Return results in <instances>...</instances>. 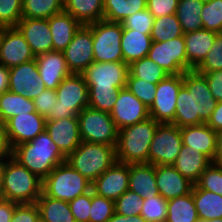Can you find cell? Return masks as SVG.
I'll return each mask as SVG.
<instances>
[{
	"label": "cell",
	"instance_id": "obj_60",
	"mask_svg": "<svg viewBox=\"0 0 222 222\" xmlns=\"http://www.w3.org/2000/svg\"><path fill=\"white\" fill-rule=\"evenodd\" d=\"M6 165V159H0V191L2 189L3 184V173Z\"/></svg>",
	"mask_w": 222,
	"mask_h": 222
},
{
	"label": "cell",
	"instance_id": "obj_46",
	"mask_svg": "<svg viewBox=\"0 0 222 222\" xmlns=\"http://www.w3.org/2000/svg\"><path fill=\"white\" fill-rule=\"evenodd\" d=\"M22 18V0H0V27H16Z\"/></svg>",
	"mask_w": 222,
	"mask_h": 222
},
{
	"label": "cell",
	"instance_id": "obj_61",
	"mask_svg": "<svg viewBox=\"0 0 222 222\" xmlns=\"http://www.w3.org/2000/svg\"><path fill=\"white\" fill-rule=\"evenodd\" d=\"M198 222H222V218H215L208 221L199 220Z\"/></svg>",
	"mask_w": 222,
	"mask_h": 222
},
{
	"label": "cell",
	"instance_id": "obj_23",
	"mask_svg": "<svg viewBox=\"0 0 222 222\" xmlns=\"http://www.w3.org/2000/svg\"><path fill=\"white\" fill-rule=\"evenodd\" d=\"M155 178L158 192L166 200L191 193L194 186L173 165L155 166Z\"/></svg>",
	"mask_w": 222,
	"mask_h": 222
},
{
	"label": "cell",
	"instance_id": "obj_31",
	"mask_svg": "<svg viewBox=\"0 0 222 222\" xmlns=\"http://www.w3.org/2000/svg\"><path fill=\"white\" fill-rule=\"evenodd\" d=\"M36 204L40 222H76L67 201L51 198L42 192Z\"/></svg>",
	"mask_w": 222,
	"mask_h": 222
},
{
	"label": "cell",
	"instance_id": "obj_19",
	"mask_svg": "<svg viewBox=\"0 0 222 222\" xmlns=\"http://www.w3.org/2000/svg\"><path fill=\"white\" fill-rule=\"evenodd\" d=\"M129 186V164L116 161L93 183L92 190L99 196L115 201Z\"/></svg>",
	"mask_w": 222,
	"mask_h": 222
},
{
	"label": "cell",
	"instance_id": "obj_48",
	"mask_svg": "<svg viewBox=\"0 0 222 222\" xmlns=\"http://www.w3.org/2000/svg\"><path fill=\"white\" fill-rule=\"evenodd\" d=\"M155 17L149 10L143 9L138 11L121 21L123 29H132L143 34H151Z\"/></svg>",
	"mask_w": 222,
	"mask_h": 222
},
{
	"label": "cell",
	"instance_id": "obj_54",
	"mask_svg": "<svg viewBox=\"0 0 222 222\" xmlns=\"http://www.w3.org/2000/svg\"><path fill=\"white\" fill-rule=\"evenodd\" d=\"M17 204L0 197V222H11Z\"/></svg>",
	"mask_w": 222,
	"mask_h": 222
},
{
	"label": "cell",
	"instance_id": "obj_33",
	"mask_svg": "<svg viewBox=\"0 0 222 222\" xmlns=\"http://www.w3.org/2000/svg\"><path fill=\"white\" fill-rule=\"evenodd\" d=\"M203 6L202 0H179L175 14L184 34L203 29L200 16Z\"/></svg>",
	"mask_w": 222,
	"mask_h": 222
},
{
	"label": "cell",
	"instance_id": "obj_35",
	"mask_svg": "<svg viewBox=\"0 0 222 222\" xmlns=\"http://www.w3.org/2000/svg\"><path fill=\"white\" fill-rule=\"evenodd\" d=\"M192 192L168 200L166 222H198Z\"/></svg>",
	"mask_w": 222,
	"mask_h": 222
},
{
	"label": "cell",
	"instance_id": "obj_55",
	"mask_svg": "<svg viewBox=\"0 0 222 222\" xmlns=\"http://www.w3.org/2000/svg\"><path fill=\"white\" fill-rule=\"evenodd\" d=\"M206 124L215 132L222 131V101L217 102L216 108L213 110Z\"/></svg>",
	"mask_w": 222,
	"mask_h": 222
},
{
	"label": "cell",
	"instance_id": "obj_11",
	"mask_svg": "<svg viewBox=\"0 0 222 222\" xmlns=\"http://www.w3.org/2000/svg\"><path fill=\"white\" fill-rule=\"evenodd\" d=\"M183 145L180 128L173 123H159L148 153V163L154 166L172 165Z\"/></svg>",
	"mask_w": 222,
	"mask_h": 222
},
{
	"label": "cell",
	"instance_id": "obj_14",
	"mask_svg": "<svg viewBox=\"0 0 222 222\" xmlns=\"http://www.w3.org/2000/svg\"><path fill=\"white\" fill-rule=\"evenodd\" d=\"M63 54L71 73L82 74L94 62L92 23L80 26Z\"/></svg>",
	"mask_w": 222,
	"mask_h": 222
},
{
	"label": "cell",
	"instance_id": "obj_10",
	"mask_svg": "<svg viewBox=\"0 0 222 222\" xmlns=\"http://www.w3.org/2000/svg\"><path fill=\"white\" fill-rule=\"evenodd\" d=\"M123 27L105 19L92 23L94 62L123 61L121 49Z\"/></svg>",
	"mask_w": 222,
	"mask_h": 222
},
{
	"label": "cell",
	"instance_id": "obj_21",
	"mask_svg": "<svg viewBox=\"0 0 222 222\" xmlns=\"http://www.w3.org/2000/svg\"><path fill=\"white\" fill-rule=\"evenodd\" d=\"M16 27L24 35L35 57L53 50L48 19L22 17Z\"/></svg>",
	"mask_w": 222,
	"mask_h": 222
},
{
	"label": "cell",
	"instance_id": "obj_28",
	"mask_svg": "<svg viewBox=\"0 0 222 222\" xmlns=\"http://www.w3.org/2000/svg\"><path fill=\"white\" fill-rule=\"evenodd\" d=\"M53 50L63 52L72 41L81 24L69 13L62 11L48 19Z\"/></svg>",
	"mask_w": 222,
	"mask_h": 222
},
{
	"label": "cell",
	"instance_id": "obj_37",
	"mask_svg": "<svg viewBox=\"0 0 222 222\" xmlns=\"http://www.w3.org/2000/svg\"><path fill=\"white\" fill-rule=\"evenodd\" d=\"M64 11L63 0H22V17L49 19Z\"/></svg>",
	"mask_w": 222,
	"mask_h": 222
},
{
	"label": "cell",
	"instance_id": "obj_4",
	"mask_svg": "<svg viewBox=\"0 0 222 222\" xmlns=\"http://www.w3.org/2000/svg\"><path fill=\"white\" fill-rule=\"evenodd\" d=\"M158 122L153 118L119 129L116 159L126 164L148 163V153Z\"/></svg>",
	"mask_w": 222,
	"mask_h": 222
},
{
	"label": "cell",
	"instance_id": "obj_47",
	"mask_svg": "<svg viewBox=\"0 0 222 222\" xmlns=\"http://www.w3.org/2000/svg\"><path fill=\"white\" fill-rule=\"evenodd\" d=\"M195 70L198 73L222 70V33L216 35L214 44L207 56Z\"/></svg>",
	"mask_w": 222,
	"mask_h": 222
},
{
	"label": "cell",
	"instance_id": "obj_24",
	"mask_svg": "<svg viewBox=\"0 0 222 222\" xmlns=\"http://www.w3.org/2000/svg\"><path fill=\"white\" fill-rule=\"evenodd\" d=\"M183 145L188 148L201 151L211 161L216 154V136L215 132L206 123L196 126H186L180 128Z\"/></svg>",
	"mask_w": 222,
	"mask_h": 222
},
{
	"label": "cell",
	"instance_id": "obj_50",
	"mask_svg": "<svg viewBox=\"0 0 222 222\" xmlns=\"http://www.w3.org/2000/svg\"><path fill=\"white\" fill-rule=\"evenodd\" d=\"M57 101L56 90L46 89L33 99L36 112L46 120L52 115V108Z\"/></svg>",
	"mask_w": 222,
	"mask_h": 222
},
{
	"label": "cell",
	"instance_id": "obj_38",
	"mask_svg": "<svg viewBox=\"0 0 222 222\" xmlns=\"http://www.w3.org/2000/svg\"><path fill=\"white\" fill-rule=\"evenodd\" d=\"M128 78H140L152 84L164 80L169 76L166 70L153 62L148 56L129 65Z\"/></svg>",
	"mask_w": 222,
	"mask_h": 222
},
{
	"label": "cell",
	"instance_id": "obj_42",
	"mask_svg": "<svg viewBox=\"0 0 222 222\" xmlns=\"http://www.w3.org/2000/svg\"><path fill=\"white\" fill-rule=\"evenodd\" d=\"M115 213V202L91 190L89 222H107Z\"/></svg>",
	"mask_w": 222,
	"mask_h": 222
},
{
	"label": "cell",
	"instance_id": "obj_59",
	"mask_svg": "<svg viewBox=\"0 0 222 222\" xmlns=\"http://www.w3.org/2000/svg\"><path fill=\"white\" fill-rule=\"evenodd\" d=\"M215 165L222 168V131L217 132L216 136V154L212 161Z\"/></svg>",
	"mask_w": 222,
	"mask_h": 222
},
{
	"label": "cell",
	"instance_id": "obj_3",
	"mask_svg": "<svg viewBox=\"0 0 222 222\" xmlns=\"http://www.w3.org/2000/svg\"><path fill=\"white\" fill-rule=\"evenodd\" d=\"M12 157L42 181L57 165L66 161L46 130L33 140L15 146Z\"/></svg>",
	"mask_w": 222,
	"mask_h": 222
},
{
	"label": "cell",
	"instance_id": "obj_17",
	"mask_svg": "<svg viewBox=\"0 0 222 222\" xmlns=\"http://www.w3.org/2000/svg\"><path fill=\"white\" fill-rule=\"evenodd\" d=\"M7 139L13 149L19 144L33 140L45 131L46 119L38 112L23 113L8 119L4 123Z\"/></svg>",
	"mask_w": 222,
	"mask_h": 222
},
{
	"label": "cell",
	"instance_id": "obj_18",
	"mask_svg": "<svg viewBox=\"0 0 222 222\" xmlns=\"http://www.w3.org/2000/svg\"><path fill=\"white\" fill-rule=\"evenodd\" d=\"M44 90L46 86L39 78L36 59L9 68V91L33 100Z\"/></svg>",
	"mask_w": 222,
	"mask_h": 222
},
{
	"label": "cell",
	"instance_id": "obj_51",
	"mask_svg": "<svg viewBox=\"0 0 222 222\" xmlns=\"http://www.w3.org/2000/svg\"><path fill=\"white\" fill-rule=\"evenodd\" d=\"M11 222H40V212L37 204H17Z\"/></svg>",
	"mask_w": 222,
	"mask_h": 222
},
{
	"label": "cell",
	"instance_id": "obj_13",
	"mask_svg": "<svg viewBox=\"0 0 222 222\" xmlns=\"http://www.w3.org/2000/svg\"><path fill=\"white\" fill-rule=\"evenodd\" d=\"M183 85V74L169 75L157 83L155 100L149 108L150 118L158 123H173L177 94Z\"/></svg>",
	"mask_w": 222,
	"mask_h": 222
},
{
	"label": "cell",
	"instance_id": "obj_20",
	"mask_svg": "<svg viewBox=\"0 0 222 222\" xmlns=\"http://www.w3.org/2000/svg\"><path fill=\"white\" fill-rule=\"evenodd\" d=\"M45 130L66 158L82 142L77 116L46 120Z\"/></svg>",
	"mask_w": 222,
	"mask_h": 222
},
{
	"label": "cell",
	"instance_id": "obj_27",
	"mask_svg": "<svg viewBox=\"0 0 222 222\" xmlns=\"http://www.w3.org/2000/svg\"><path fill=\"white\" fill-rule=\"evenodd\" d=\"M211 163L212 161L201 151H195L182 145L179 155L172 165L183 177L195 184Z\"/></svg>",
	"mask_w": 222,
	"mask_h": 222
},
{
	"label": "cell",
	"instance_id": "obj_43",
	"mask_svg": "<svg viewBox=\"0 0 222 222\" xmlns=\"http://www.w3.org/2000/svg\"><path fill=\"white\" fill-rule=\"evenodd\" d=\"M194 185L222 196V168L212 162Z\"/></svg>",
	"mask_w": 222,
	"mask_h": 222
},
{
	"label": "cell",
	"instance_id": "obj_32",
	"mask_svg": "<svg viewBox=\"0 0 222 222\" xmlns=\"http://www.w3.org/2000/svg\"><path fill=\"white\" fill-rule=\"evenodd\" d=\"M193 200L199 220L208 221L222 218V196L212 191L197 188L192 189Z\"/></svg>",
	"mask_w": 222,
	"mask_h": 222
},
{
	"label": "cell",
	"instance_id": "obj_15",
	"mask_svg": "<svg viewBox=\"0 0 222 222\" xmlns=\"http://www.w3.org/2000/svg\"><path fill=\"white\" fill-rule=\"evenodd\" d=\"M30 45L17 27H2L0 31V64L11 68L34 60Z\"/></svg>",
	"mask_w": 222,
	"mask_h": 222
},
{
	"label": "cell",
	"instance_id": "obj_2",
	"mask_svg": "<svg viewBox=\"0 0 222 222\" xmlns=\"http://www.w3.org/2000/svg\"><path fill=\"white\" fill-rule=\"evenodd\" d=\"M129 74V65L124 61L92 62L82 72L88 85V107L110 113Z\"/></svg>",
	"mask_w": 222,
	"mask_h": 222
},
{
	"label": "cell",
	"instance_id": "obj_58",
	"mask_svg": "<svg viewBox=\"0 0 222 222\" xmlns=\"http://www.w3.org/2000/svg\"><path fill=\"white\" fill-rule=\"evenodd\" d=\"M107 222H147L141 215L125 216L114 213Z\"/></svg>",
	"mask_w": 222,
	"mask_h": 222
},
{
	"label": "cell",
	"instance_id": "obj_57",
	"mask_svg": "<svg viewBox=\"0 0 222 222\" xmlns=\"http://www.w3.org/2000/svg\"><path fill=\"white\" fill-rule=\"evenodd\" d=\"M9 91V68L0 64V94Z\"/></svg>",
	"mask_w": 222,
	"mask_h": 222
},
{
	"label": "cell",
	"instance_id": "obj_44",
	"mask_svg": "<svg viewBox=\"0 0 222 222\" xmlns=\"http://www.w3.org/2000/svg\"><path fill=\"white\" fill-rule=\"evenodd\" d=\"M115 213L125 216L140 215L143 199L137 193L127 190L115 201Z\"/></svg>",
	"mask_w": 222,
	"mask_h": 222
},
{
	"label": "cell",
	"instance_id": "obj_52",
	"mask_svg": "<svg viewBox=\"0 0 222 222\" xmlns=\"http://www.w3.org/2000/svg\"><path fill=\"white\" fill-rule=\"evenodd\" d=\"M179 0H146V8L155 17L176 13Z\"/></svg>",
	"mask_w": 222,
	"mask_h": 222
},
{
	"label": "cell",
	"instance_id": "obj_40",
	"mask_svg": "<svg viewBox=\"0 0 222 222\" xmlns=\"http://www.w3.org/2000/svg\"><path fill=\"white\" fill-rule=\"evenodd\" d=\"M168 200L160 194L150 199H143L140 215L147 222H166Z\"/></svg>",
	"mask_w": 222,
	"mask_h": 222
},
{
	"label": "cell",
	"instance_id": "obj_29",
	"mask_svg": "<svg viewBox=\"0 0 222 222\" xmlns=\"http://www.w3.org/2000/svg\"><path fill=\"white\" fill-rule=\"evenodd\" d=\"M152 42L150 34H143L132 29H123L121 39L123 61L130 65L146 57Z\"/></svg>",
	"mask_w": 222,
	"mask_h": 222
},
{
	"label": "cell",
	"instance_id": "obj_30",
	"mask_svg": "<svg viewBox=\"0 0 222 222\" xmlns=\"http://www.w3.org/2000/svg\"><path fill=\"white\" fill-rule=\"evenodd\" d=\"M64 11L81 25H88L104 18L103 0H63Z\"/></svg>",
	"mask_w": 222,
	"mask_h": 222
},
{
	"label": "cell",
	"instance_id": "obj_12",
	"mask_svg": "<svg viewBox=\"0 0 222 222\" xmlns=\"http://www.w3.org/2000/svg\"><path fill=\"white\" fill-rule=\"evenodd\" d=\"M147 56L169 75L188 71L184 35L163 42L153 41Z\"/></svg>",
	"mask_w": 222,
	"mask_h": 222
},
{
	"label": "cell",
	"instance_id": "obj_45",
	"mask_svg": "<svg viewBox=\"0 0 222 222\" xmlns=\"http://www.w3.org/2000/svg\"><path fill=\"white\" fill-rule=\"evenodd\" d=\"M126 87L148 108L154 103L157 84L140 78H128Z\"/></svg>",
	"mask_w": 222,
	"mask_h": 222
},
{
	"label": "cell",
	"instance_id": "obj_25",
	"mask_svg": "<svg viewBox=\"0 0 222 222\" xmlns=\"http://www.w3.org/2000/svg\"><path fill=\"white\" fill-rule=\"evenodd\" d=\"M218 33L201 29L184 34L188 71L196 69L207 56Z\"/></svg>",
	"mask_w": 222,
	"mask_h": 222
},
{
	"label": "cell",
	"instance_id": "obj_16",
	"mask_svg": "<svg viewBox=\"0 0 222 222\" xmlns=\"http://www.w3.org/2000/svg\"><path fill=\"white\" fill-rule=\"evenodd\" d=\"M110 116L119 129L147 120L149 108L127 87L121 88Z\"/></svg>",
	"mask_w": 222,
	"mask_h": 222
},
{
	"label": "cell",
	"instance_id": "obj_41",
	"mask_svg": "<svg viewBox=\"0 0 222 222\" xmlns=\"http://www.w3.org/2000/svg\"><path fill=\"white\" fill-rule=\"evenodd\" d=\"M203 29L221 33L222 31V0L204 2L201 13Z\"/></svg>",
	"mask_w": 222,
	"mask_h": 222
},
{
	"label": "cell",
	"instance_id": "obj_8",
	"mask_svg": "<svg viewBox=\"0 0 222 222\" xmlns=\"http://www.w3.org/2000/svg\"><path fill=\"white\" fill-rule=\"evenodd\" d=\"M57 101L47 120L75 117L88 107V85L82 74L72 73L56 89Z\"/></svg>",
	"mask_w": 222,
	"mask_h": 222
},
{
	"label": "cell",
	"instance_id": "obj_26",
	"mask_svg": "<svg viewBox=\"0 0 222 222\" xmlns=\"http://www.w3.org/2000/svg\"><path fill=\"white\" fill-rule=\"evenodd\" d=\"M128 189L137 193L142 199H150L159 195L155 166L149 163L129 164Z\"/></svg>",
	"mask_w": 222,
	"mask_h": 222
},
{
	"label": "cell",
	"instance_id": "obj_22",
	"mask_svg": "<svg viewBox=\"0 0 222 222\" xmlns=\"http://www.w3.org/2000/svg\"><path fill=\"white\" fill-rule=\"evenodd\" d=\"M39 78L46 89L56 90L64 78L72 73L68 69L63 52L49 51L36 56Z\"/></svg>",
	"mask_w": 222,
	"mask_h": 222
},
{
	"label": "cell",
	"instance_id": "obj_1",
	"mask_svg": "<svg viewBox=\"0 0 222 222\" xmlns=\"http://www.w3.org/2000/svg\"><path fill=\"white\" fill-rule=\"evenodd\" d=\"M216 105L205 76L195 69L186 71L177 94L173 124L179 128L204 124Z\"/></svg>",
	"mask_w": 222,
	"mask_h": 222
},
{
	"label": "cell",
	"instance_id": "obj_49",
	"mask_svg": "<svg viewBox=\"0 0 222 222\" xmlns=\"http://www.w3.org/2000/svg\"><path fill=\"white\" fill-rule=\"evenodd\" d=\"M76 222H89L91 191L68 202Z\"/></svg>",
	"mask_w": 222,
	"mask_h": 222
},
{
	"label": "cell",
	"instance_id": "obj_9",
	"mask_svg": "<svg viewBox=\"0 0 222 222\" xmlns=\"http://www.w3.org/2000/svg\"><path fill=\"white\" fill-rule=\"evenodd\" d=\"M77 118L82 141L116 147L119 130L110 113L86 107Z\"/></svg>",
	"mask_w": 222,
	"mask_h": 222
},
{
	"label": "cell",
	"instance_id": "obj_6",
	"mask_svg": "<svg viewBox=\"0 0 222 222\" xmlns=\"http://www.w3.org/2000/svg\"><path fill=\"white\" fill-rule=\"evenodd\" d=\"M66 161L90 182H94L116 161V147L82 141Z\"/></svg>",
	"mask_w": 222,
	"mask_h": 222
},
{
	"label": "cell",
	"instance_id": "obj_39",
	"mask_svg": "<svg viewBox=\"0 0 222 222\" xmlns=\"http://www.w3.org/2000/svg\"><path fill=\"white\" fill-rule=\"evenodd\" d=\"M152 41L163 42L184 35L176 14L155 18L152 30Z\"/></svg>",
	"mask_w": 222,
	"mask_h": 222
},
{
	"label": "cell",
	"instance_id": "obj_5",
	"mask_svg": "<svg viewBox=\"0 0 222 222\" xmlns=\"http://www.w3.org/2000/svg\"><path fill=\"white\" fill-rule=\"evenodd\" d=\"M41 193V179L12 156L6 159L0 197L18 204L36 203Z\"/></svg>",
	"mask_w": 222,
	"mask_h": 222
},
{
	"label": "cell",
	"instance_id": "obj_53",
	"mask_svg": "<svg viewBox=\"0 0 222 222\" xmlns=\"http://www.w3.org/2000/svg\"><path fill=\"white\" fill-rule=\"evenodd\" d=\"M205 76L214 99L222 101V70L201 73Z\"/></svg>",
	"mask_w": 222,
	"mask_h": 222
},
{
	"label": "cell",
	"instance_id": "obj_56",
	"mask_svg": "<svg viewBox=\"0 0 222 222\" xmlns=\"http://www.w3.org/2000/svg\"><path fill=\"white\" fill-rule=\"evenodd\" d=\"M12 156V149L7 139L4 124L0 123V159H8Z\"/></svg>",
	"mask_w": 222,
	"mask_h": 222
},
{
	"label": "cell",
	"instance_id": "obj_34",
	"mask_svg": "<svg viewBox=\"0 0 222 222\" xmlns=\"http://www.w3.org/2000/svg\"><path fill=\"white\" fill-rule=\"evenodd\" d=\"M36 112L33 100L25 95L6 91L0 94V123L4 124L13 116Z\"/></svg>",
	"mask_w": 222,
	"mask_h": 222
},
{
	"label": "cell",
	"instance_id": "obj_7",
	"mask_svg": "<svg viewBox=\"0 0 222 222\" xmlns=\"http://www.w3.org/2000/svg\"><path fill=\"white\" fill-rule=\"evenodd\" d=\"M92 190V182L67 161L57 165L42 181V192L51 198L71 201Z\"/></svg>",
	"mask_w": 222,
	"mask_h": 222
},
{
	"label": "cell",
	"instance_id": "obj_36",
	"mask_svg": "<svg viewBox=\"0 0 222 222\" xmlns=\"http://www.w3.org/2000/svg\"><path fill=\"white\" fill-rule=\"evenodd\" d=\"M104 18L120 22L126 17L146 9V0H103Z\"/></svg>",
	"mask_w": 222,
	"mask_h": 222
}]
</instances>
